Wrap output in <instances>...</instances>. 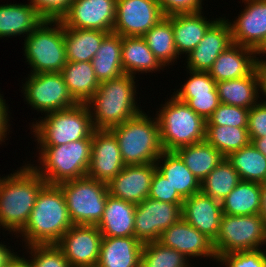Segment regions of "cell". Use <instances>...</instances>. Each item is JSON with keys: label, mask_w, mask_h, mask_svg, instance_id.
Masks as SVG:
<instances>
[{"label": "cell", "mask_w": 266, "mask_h": 267, "mask_svg": "<svg viewBox=\"0 0 266 267\" xmlns=\"http://www.w3.org/2000/svg\"><path fill=\"white\" fill-rule=\"evenodd\" d=\"M27 163L0 177V228L17 235L27 223L46 181Z\"/></svg>", "instance_id": "1"}, {"label": "cell", "mask_w": 266, "mask_h": 267, "mask_svg": "<svg viewBox=\"0 0 266 267\" xmlns=\"http://www.w3.org/2000/svg\"><path fill=\"white\" fill-rule=\"evenodd\" d=\"M135 78L123 74L100 83L94 96L85 103L95 130H110L144 111L137 104Z\"/></svg>", "instance_id": "2"}, {"label": "cell", "mask_w": 266, "mask_h": 267, "mask_svg": "<svg viewBox=\"0 0 266 267\" xmlns=\"http://www.w3.org/2000/svg\"><path fill=\"white\" fill-rule=\"evenodd\" d=\"M71 226L61 187L46 184L38 194L27 223L16 236L17 239L22 236L24 246L56 244Z\"/></svg>", "instance_id": "3"}, {"label": "cell", "mask_w": 266, "mask_h": 267, "mask_svg": "<svg viewBox=\"0 0 266 267\" xmlns=\"http://www.w3.org/2000/svg\"><path fill=\"white\" fill-rule=\"evenodd\" d=\"M92 138L59 146H37V164H28L46 181L59 184L87 176L91 161ZM39 150V151H38Z\"/></svg>", "instance_id": "4"}, {"label": "cell", "mask_w": 266, "mask_h": 267, "mask_svg": "<svg viewBox=\"0 0 266 267\" xmlns=\"http://www.w3.org/2000/svg\"><path fill=\"white\" fill-rule=\"evenodd\" d=\"M154 117L143 111L109 130L117 139L125 165L156 163L164 151L158 121Z\"/></svg>", "instance_id": "5"}, {"label": "cell", "mask_w": 266, "mask_h": 267, "mask_svg": "<svg viewBox=\"0 0 266 267\" xmlns=\"http://www.w3.org/2000/svg\"><path fill=\"white\" fill-rule=\"evenodd\" d=\"M155 115L164 151H176L205 140L207 121L175 96L165 99Z\"/></svg>", "instance_id": "6"}, {"label": "cell", "mask_w": 266, "mask_h": 267, "mask_svg": "<svg viewBox=\"0 0 266 267\" xmlns=\"http://www.w3.org/2000/svg\"><path fill=\"white\" fill-rule=\"evenodd\" d=\"M41 118V119H39ZM31 123L37 146H59L85 138H92L95 131L86 104L49 112ZM33 129V130H32Z\"/></svg>", "instance_id": "7"}, {"label": "cell", "mask_w": 266, "mask_h": 267, "mask_svg": "<svg viewBox=\"0 0 266 267\" xmlns=\"http://www.w3.org/2000/svg\"><path fill=\"white\" fill-rule=\"evenodd\" d=\"M23 43L25 62L32 74L61 72L67 63L60 20L44 19Z\"/></svg>", "instance_id": "8"}, {"label": "cell", "mask_w": 266, "mask_h": 267, "mask_svg": "<svg viewBox=\"0 0 266 267\" xmlns=\"http://www.w3.org/2000/svg\"><path fill=\"white\" fill-rule=\"evenodd\" d=\"M73 225H98L108 196L107 184L88 176L58 184Z\"/></svg>", "instance_id": "9"}, {"label": "cell", "mask_w": 266, "mask_h": 267, "mask_svg": "<svg viewBox=\"0 0 266 267\" xmlns=\"http://www.w3.org/2000/svg\"><path fill=\"white\" fill-rule=\"evenodd\" d=\"M266 246V226L261 214H223L219 232L213 241L217 257L226 253L258 250Z\"/></svg>", "instance_id": "10"}, {"label": "cell", "mask_w": 266, "mask_h": 267, "mask_svg": "<svg viewBox=\"0 0 266 267\" xmlns=\"http://www.w3.org/2000/svg\"><path fill=\"white\" fill-rule=\"evenodd\" d=\"M22 85L24 101L42 115L78 104L71 96L61 72L30 73Z\"/></svg>", "instance_id": "11"}, {"label": "cell", "mask_w": 266, "mask_h": 267, "mask_svg": "<svg viewBox=\"0 0 266 267\" xmlns=\"http://www.w3.org/2000/svg\"><path fill=\"white\" fill-rule=\"evenodd\" d=\"M182 205L147 197L136 205L134 236L142 243L158 241L163 231L182 218Z\"/></svg>", "instance_id": "12"}, {"label": "cell", "mask_w": 266, "mask_h": 267, "mask_svg": "<svg viewBox=\"0 0 266 267\" xmlns=\"http://www.w3.org/2000/svg\"><path fill=\"white\" fill-rule=\"evenodd\" d=\"M163 17L157 0H117L113 33L142 37Z\"/></svg>", "instance_id": "13"}, {"label": "cell", "mask_w": 266, "mask_h": 267, "mask_svg": "<svg viewBox=\"0 0 266 267\" xmlns=\"http://www.w3.org/2000/svg\"><path fill=\"white\" fill-rule=\"evenodd\" d=\"M102 234L96 225H73L56 243L71 267H95Z\"/></svg>", "instance_id": "14"}, {"label": "cell", "mask_w": 266, "mask_h": 267, "mask_svg": "<svg viewBox=\"0 0 266 267\" xmlns=\"http://www.w3.org/2000/svg\"><path fill=\"white\" fill-rule=\"evenodd\" d=\"M117 0H72L60 18L65 28L113 32Z\"/></svg>", "instance_id": "15"}, {"label": "cell", "mask_w": 266, "mask_h": 267, "mask_svg": "<svg viewBox=\"0 0 266 267\" xmlns=\"http://www.w3.org/2000/svg\"><path fill=\"white\" fill-rule=\"evenodd\" d=\"M243 11L236 20L227 18L233 43L258 52L266 42V0H242Z\"/></svg>", "instance_id": "16"}, {"label": "cell", "mask_w": 266, "mask_h": 267, "mask_svg": "<svg viewBox=\"0 0 266 267\" xmlns=\"http://www.w3.org/2000/svg\"><path fill=\"white\" fill-rule=\"evenodd\" d=\"M124 166L116 137L109 130H95L87 176L108 184Z\"/></svg>", "instance_id": "17"}, {"label": "cell", "mask_w": 266, "mask_h": 267, "mask_svg": "<svg viewBox=\"0 0 266 267\" xmlns=\"http://www.w3.org/2000/svg\"><path fill=\"white\" fill-rule=\"evenodd\" d=\"M163 246L173 248L185 257L218 260L213 241L181 218L161 233L158 240Z\"/></svg>", "instance_id": "18"}, {"label": "cell", "mask_w": 266, "mask_h": 267, "mask_svg": "<svg viewBox=\"0 0 266 267\" xmlns=\"http://www.w3.org/2000/svg\"><path fill=\"white\" fill-rule=\"evenodd\" d=\"M233 44L226 16L219 17L205 32L201 42L186 57V70L208 72L219 54Z\"/></svg>", "instance_id": "19"}, {"label": "cell", "mask_w": 266, "mask_h": 267, "mask_svg": "<svg viewBox=\"0 0 266 267\" xmlns=\"http://www.w3.org/2000/svg\"><path fill=\"white\" fill-rule=\"evenodd\" d=\"M155 163L125 165L108 184V194L135 205L149 196Z\"/></svg>", "instance_id": "20"}, {"label": "cell", "mask_w": 266, "mask_h": 267, "mask_svg": "<svg viewBox=\"0 0 266 267\" xmlns=\"http://www.w3.org/2000/svg\"><path fill=\"white\" fill-rule=\"evenodd\" d=\"M223 216L221 202L199 192L187 197L182 205V218L200 233L214 241Z\"/></svg>", "instance_id": "21"}, {"label": "cell", "mask_w": 266, "mask_h": 267, "mask_svg": "<svg viewBox=\"0 0 266 267\" xmlns=\"http://www.w3.org/2000/svg\"><path fill=\"white\" fill-rule=\"evenodd\" d=\"M257 56L255 50L233 43L219 54L208 73L216 83L246 77L256 69Z\"/></svg>", "instance_id": "22"}, {"label": "cell", "mask_w": 266, "mask_h": 267, "mask_svg": "<svg viewBox=\"0 0 266 267\" xmlns=\"http://www.w3.org/2000/svg\"><path fill=\"white\" fill-rule=\"evenodd\" d=\"M203 13V11H199L167 16L172 22L174 43L180 58L184 54L186 57L195 49L203 39L207 29L218 19L210 20Z\"/></svg>", "instance_id": "23"}, {"label": "cell", "mask_w": 266, "mask_h": 267, "mask_svg": "<svg viewBox=\"0 0 266 267\" xmlns=\"http://www.w3.org/2000/svg\"><path fill=\"white\" fill-rule=\"evenodd\" d=\"M143 246L135 236L103 237L96 267H140Z\"/></svg>", "instance_id": "24"}, {"label": "cell", "mask_w": 266, "mask_h": 267, "mask_svg": "<svg viewBox=\"0 0 266 267\" xmlns=\"http://www.w3.org/2000/svg\"><path fill=\"white\" fill-rule=\"evenodd\" d=\"M136 205L108 194L101 221L97 225L102 237L134 236Z\"/></svg>", "instance_id": "25"}, {"label": "cell", "mask_w": 266, "mask_h": 267, "mask_svg": "<svg viewBox=\"0 0 266 267\" xmlns=\"http://www.w3.org/2000/svg\"><path fill=\"white\" fill-rule=\"evenodd\" d=\"M43 20L29 2L0 4V38L27 37Z\"/></svg>", "instance_id": "26"}, {"label": "cell", "mask_w": 266, "mask_h": 267, "mask_svg": "<svg viewBox=\"0 0 266 267\" xmlns=\"http://www.w3.org/2000/svg\"><path fill=\"white\" fill-rule=\"evenodd\" d=\"M155 165L156 169L168 179L173 189H176L184 199L201 192V182L186 167L175 151H163Z\"/></svg>", "instance_id": "27"}, {"label": "cell", "mask_w": 266, "mask_h": 267, "mask_svg": "<svg viewBox=\"0 0 266 267\" xmlns=\"http://www.w3.org/2000/svg\"><path fill=\"white\" fill-rule=\"evenodd\" d=\"M121 63L125 74L135 77L136 74L164 71V66L155 57L145 39L139 36L122 37Z\"/></svg>", "instance_id": "28"}, {"label": "cell", "mask_w": 266, "mask_h": 267, "mask_svg": "<svg viewBox=\"0 0 266 267\" xmlns=\"http://www.w3.org/2000/svg\"><path fill=\"white\" fill-rule=\"evenodd\" d=\"M222 104L251 109L259 97V78L256 69L248 76L216 83Z\"/></svg>", "instance_id": "29"}, {"label": "cell", "mask_w": 266, "mask_h": 267, "mask_svg": "<svg viewBox=\"0 0 266 267\" xmlns=\"http://www.w3.org/2000/svg\"><path fill=\"white\" fill-rule=\"evenodd\" d=\"M122 36L109 33L102 41L91 60L99 83L115 79L125 74L121 63Z\"/></svg>", "instance_id": "30"}, {"label": "cell", "mask_w": 266, "mask_h": 267, "mask_svg": "<svg viewBox=\"0 0 266 267\" xmlns=\"http://www.w3.org/2000/svg\"><path fill=\"white\" fill-rule=\"evenodd\" d=\"M109 34L101 30L64 27L67 62H91L103 39Z\"/></svg>", "instance_id": "31"}, {"label": "cell", "mask_w": 266, "mask_h": 267, "mask_svg": "<svg viewBox=\"0 0 266 267\" xmlns=\"http://www.w3.org/2000/svg\"><path fill=\"white\" fill-rule=\"evenodd\" d=\"M65 84L78 104L94 96L100 83L91 62H67L61 71Z\"/></svg>", "instance_id": "32"}, {"label": "cell", "mask_w": 266, "mask_h": 267, "mask_svg": "<svg viewBox=\"0 0 266 267\" xmlns=\"http://www.w3.org/2000/svg\"><path fill=\"white\" fill-rule=\"evenodd\" d=\"M261 198L260 183L241 180L221 201L223 214L237 216L261 214Z\"/></svg>", "instance_id": "33"}, {"label": "cell", "mask_w": 266, "mask_h": 267, "mask_svg": "<svg viewBox=\"0 0 266 267\" xmlns=\"http://www.w3.org/2000/svg\"><path fill=\"white\" fill-rule=\"evenodd\" d=\"M175 152L200 182L225 158L206 140L180 147Z\"/></svg>", "instance_id": "34"}, {"label": "cell", "mask_w": 266, "mask_h": 267, "mask_svg": "<svg viewBox=\"0 0 266 267\" xmlns=\"http://www.w3.org/2000/svg\"><path fill=\"white\" fill-rule=\"evenodd\" d=\"M226 158L237 171L240 180L266 183V156L251 142L247 146L231 152Z\"/></svg>", "instance_id": "35"}, {"label": "cell", "mask_w": 266, "mask_h": 267, "mask_svg": "<svg viewBox=\"0 0 266 267\" xmlns=\"http://www.w3.org/2000/svg\"><path fill=\"white\" fill-rule=\"evenodd\" d=\"M155 57L164 66L168 67L179 59L174 43L172 22L167 16L153 26L142 36Z\"/></svg>", "instance_id": "36"}, {"label": "cell", "mask_w": 266, "mask_h": 267, "mask_svg": "<svg viewBox=\"0 0 266 267\" xmlns=\"http://www.w3.org/2000/svg\"><path fill=\"white\" fill-rule=\"evenodd\" d=\"M240 181L237 171L225 157L201 182V192L221 202Z\"/></svg>", "instance_id": "37"}, {"label": "cell", "mask_w": 266, "mask_h": 267, "mask_svg": "<svg viewBox=\"0 0 266 267\" xmlns=\"http://www.w3.org/2000/svg\"><path fill=\"white\" fill-rule=\"evenodd\" d=\"M205 140L225 157L250 143L247 128L229 126H206Z\"/></svg>", "instance_id": "38"}, {"label": "cell", "mask_w": 266, "mask_h": 267, "mask_svg": "<svg viewBox=\"0 0 266 267\" xmlns=\"http://www.w3.org/2000/svg\"><path fill=\"white\" fill-rule=\"evenodd\" d=\"M191 264L182 253L158 241L144 243L140 267H193Z\"/></svg>", "instance_id": "39"}, {"label": "cell", "mask_w": 266, "mask_h": 267, "mask_svg": "<svg viewBox=\"0 0 266 267\" xmlns=\"http://www.w3.org/2000/svg\"><path fill=\"white\" fill-rule=\"evenodd\" d=\"M25 247L26 254L31 255V257L30 255L27 257L31 267H71L62 250L56 244H38Z\"/></svg>", "instance_id": "40"}, {"label": "cell", "mask_w": 266, "mask_h": 267, "mask_svg": "<svg viewBox=\"0 0 266 267\" xmlns=\"http://www.w3.org/2000/svg\"><path fill=\"white\" fill-rule=\"evenodd\" d=\"M249 109L220 103L206 126L248 127Z\"/></svg>", "instance_id": "41"}, {"label": "cell", "mask_w": 266, "mask_h": 267, "mask_svg": "<svg viewBox=\"0 0 266 267\" xmlns=\"http://www.w3.org/2000/svg\"><path fill=\"white\" fill-rule=\"evenodd\" d=\"M178 100L186 103L206 121L220 104L217 88L213 92L173 93Z\"/></svg>", "instance_id": "42"}, {"label": "cell", "mask_w": 266, "mask_h": 267, "mask_svg": "<svg viewBox=\"0 0 266 267\" xmlns=\"http://www.w3.org/2000/svg\"><path fill=\"white\" fill-rule=\"evenodd\" d=\"M266 248L226 253L218 258L223 267H266Z\"/></svg>", "instance_id": "43"}, {"label": "cell", "mask_w": 266, "mask_h": 267, "mask_svg": "<svg viewBox=\"0 0 266 267\" xmlns=\"http://www.w3.org/2000/svg\"><path fill=\"white\" fill-rule=\"evenodd\" d=\"M149 198L172 204H183L184 198L173 189L172 185L157 169L152 180Z\"/></svg>", "instance_id": "44"}, {"label": "cell", "mask_w": 266, "mask_h": 267, "mask_svg": "<svg viewBox=\"0 0 266 267\" xmlns=\"http://www.w3.org/2000/svg\"><path fill=\"white\" fill-rule=\"evenodd\" d=\"M190 76L181 88L175 89L173 93H201L213 92L216 89V81L208 72L186 70Z\"/></svg>", "instance_id": "45"}, {"label": "cell", "mask_w": 266, "mask_h": 267, "mask_svg": "<svg viewBox=\"0 0 266 267\" xmlns=\"http://www.w3.org/2000/svg\"><path fill=\"white\" fill-rule=\"evenodd\" d=\"M247 130L249 139L266 137V102L259 100L249 109Z\"/></svg>", "instance_id": "46"}, {"label": "cell", "mask_w": 266, "mask_h": 267, "mask_svg": "<svg viewBox=\"0 0 266 267\" xmlns=\"http://www.w3.org/2000/svg\"><path fill=\"white\" fill-rule=\"evenodd\" d=\"M47 20H60L69 9L72 0H28Z\"/></svg>", "instance_id": "47"}, {"label": "cell", "mask_w": 266, "mask_h": 267, "mask_svg": "<svg viewBox=\"0 0 266 267\" xmlns=\"http://www.w3.org/2000/svg\"><path fill=\"white\" fill-rule=\"evenodd\" d=\"M164 16L203 10V0H157Z\"/></svg>", "instance_id": "48"}, {"label": "cell", "mask_w": 266, "mask_h": 267, "mask_svg": "<svg viewBox=\"0 0 266 267\" xmlns=\"http://www.w3.org/2000/svg\"><path fill=\"white\" fill-rule=\"evenodd\" d=\"M3 94L0 93V145L8 140L7 136L10 132V110L6 104ZM10 124V125H9ZM8 132V133H7ZM6 138V139H5Z\"/></svg>", "instance_id": "49"}, {"label": "cell", "mask_w": 266, "mask_h": 267, "mask_svg": "<svg viewBox=\"0 0 266 267\" xmlns=\"http://www.w3.org/2000/svg\"><path fill=\"white\" fill-rule=\"evenodd\" d=\"M256 71H257L258 78H259V89H260L259 93L262 92L261 94L265 98L266 97V59L265 60L263 58L257 59ZM260 101L266 102V98L265 100L260 99Z\"/></svg>", "instance_id": "50"}, {"label": "cell", "mask_w": 266, "mask_h": 267, "mask_svg": "<svg viewBox=\"0 0 266 267\" xmlns=\"http://www.w3.org/2000/svg\"><path fill=\"white\" fill-rule=\"evenodd\" d=\"M11 246L4 245L2 240L0 242V267H5L6 264L11 260V258L17 253ZM10 248V249H9Z\"/></svg>", "instance_id": "51"}, {"label": "cell", "mask_w": 266, "mask_h": 267, "mask_svg": "<svg viewBox=\"0 0 266 267\" xmlns=\"http://www.w3.org/2000/svg\"><path fill=\"white\" fill-rule=\"evenodd\" d=\"M23 255L22 257L20 254H15L11 260L6 264L5 267H31L28 258Z\"/></svg>", "instance_id": "52"}, {"label": "cell", "mask_w": 266, "mask_h": 267, "mask_svg": "<svg viewBox=\"0 0 266 267\" xmlns=\"http://www.w3.org/2000/svg\"><path fill=\"white\" fill-rule=\"evenodd\" d=\"M254 147L266 156V137L250 139Z\"/></svg>", "instance_id": "53"}, {"label": "cell", "mask_w": 266, "mask_h": 267, "mask_svg": "<svg viewBox=\"0 0 266 267\" xmlns=\"http://www.w3.org/2000/svg\"><path fill=\"white\" fill-rule=\"evenodd\" d=\"M261 191H262V207H261V215L264 220L266 226V183L261 184Z\"/></svg>", "instance_id": "54"}, {"label": "cell", "mask_w": 266, "mask_h": 267, "mask_svg": "<svg viewBox=\"0 0 266 267\" xmlns=\"http://www.w3.org/2000/svg\"><path fill=\"white\" fill-rule=\"evenodd\" d=\"M262 54V55H261ZM257 55L260 56L258 58H262V56L264 57L266 55V42L263 45V47L257 52Z\"/></svg>", "instance_id": "55"}]
</instances>
